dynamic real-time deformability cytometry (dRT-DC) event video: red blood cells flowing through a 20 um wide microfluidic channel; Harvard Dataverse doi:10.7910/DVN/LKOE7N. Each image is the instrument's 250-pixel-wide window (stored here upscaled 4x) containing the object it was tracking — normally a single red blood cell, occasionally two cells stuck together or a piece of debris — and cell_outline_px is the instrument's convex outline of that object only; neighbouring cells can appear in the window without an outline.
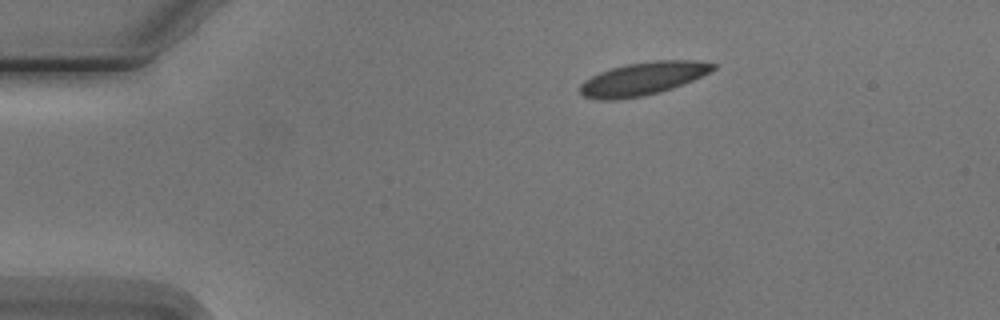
{"species": "Egyptian fruit bat (a non-hibernating species)", "species_latin": "Rousettus aegyptiacus", "temperature_condition": "cold", "stored_images_in_passage": 3, "camera_frame_rate_fps": 3000, "um_per_image_px": 0.085, "animal": {"sex": "male"}, "frame": {"image": 1, "passage_image": 1, "time_ms": 0.0, "image_size_px": [1000, 320], "cell_outline_px": [[716, 68], [692, 80], [672, 88], [660, 92], [644, 96], [616, 100], [596, 100], [584, 96], [580, 92], [580, 84], [584, 80], [600, 72], [624, 64], [656, 60], [696, 60], [716, 64]], "centroid_in_image_um": [54.61, 6.69], "position_along_channel_um": 30.4, "area_um2": 25.55}}
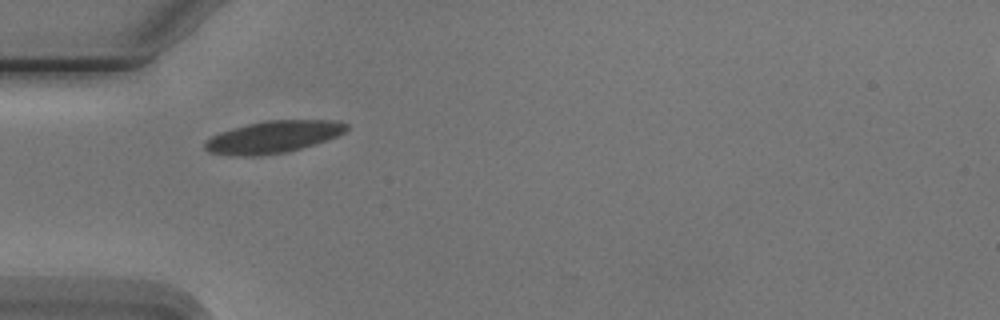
{"frame": {"image": 2, "passage_image": 3, "time_ms": 2.333, "image_size_px": [1000, 320], "cell_outline_px": [[348, 128], [344, 132], [336, 136], [316, 144], [288, 152], [256, 156], [228, 156], [208, 152], [204, 148], [204, 144], [212, 136], [220, 132], [232, 128], [248, 124], [268, 120], [340, 120], [348, 124]], "centroid_in_image_um": [23.23, 11.65], "position_along_channel_um": 61.8, "area_um2": 26.65}}